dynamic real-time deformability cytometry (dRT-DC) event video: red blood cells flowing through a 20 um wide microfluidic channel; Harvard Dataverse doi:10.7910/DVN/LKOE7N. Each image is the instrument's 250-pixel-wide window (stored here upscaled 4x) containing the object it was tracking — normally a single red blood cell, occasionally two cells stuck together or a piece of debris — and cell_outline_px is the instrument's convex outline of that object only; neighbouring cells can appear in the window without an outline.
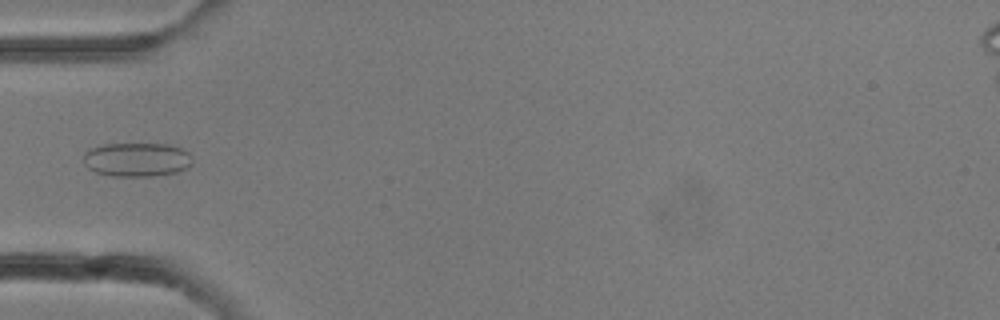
{"species": "common noctule bat (a hibernating species)", "species_latin": "Nyctalus noctula", "temperature_condition": "room temperature", "stored_images_in_passage": 26, "camera_frame_rate_fps": 3000, "um_per_image_px": 0.085, "animal": {"sex": "female"}, "frame": {"image": 1, "passage_image": 6, "time_ms": 1.667, "image_size_px": [1000, 320], "cell_outline_px": [[192, 164], [188, 168], [176, 172], [152, 176], [112, 176], [96, 172], [88, 168], [84, 164], [84, 152], [92, 148], [104, 144], [168, 144], [180, 148], [188, 152], [192, 160]], "centroid_in_image_um": [11.63, 13.57], "position_along_channel_um": 73.4, "area_um2": 21.56}}
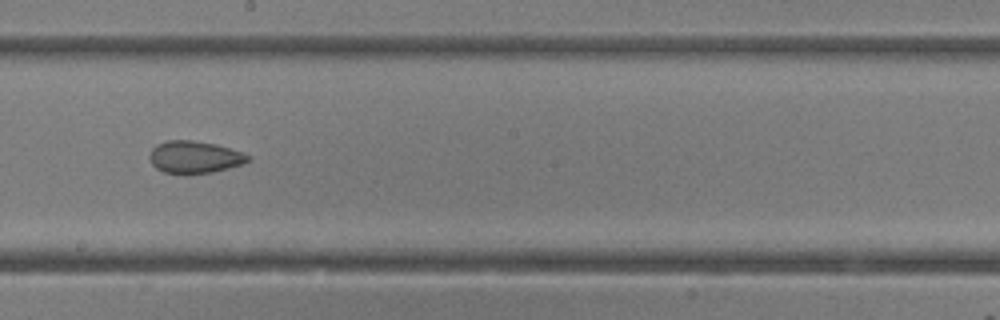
{"frame": {"image": 2, "passage_image": 13, "time_ms": 4.0, "image_size_px": [1000, 320], "cell_outline_px": [[252, 160], [244, 164], [212, 172], [188, 176], [184, 176], [164, 172], [156, 168], [152, 164], [148, 156], [152, 148], [156, 144], [168, 140], [192, 140], [216, 144], [252, 156]], "centroid_in_image_um": [16.52, 13.38], "position_along_channel_um": 231.7, "area_um2": 19.02}}
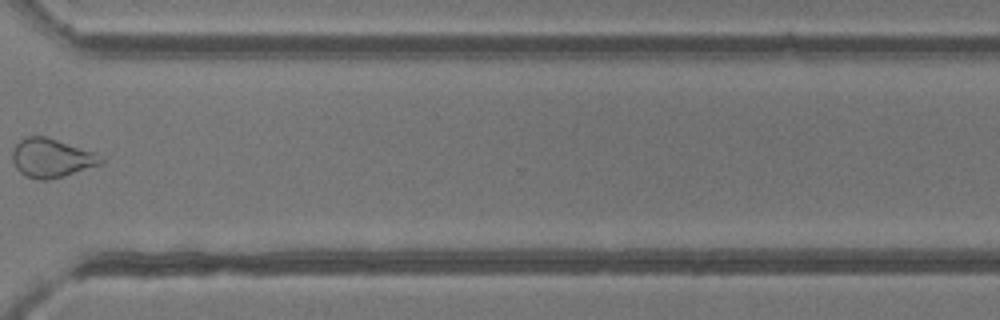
{"frame": {"image": 3, "passage_image": 19, "time_ms": 6.0, "image_size_px": [1000, 320], "cell_outline_px": [[104, 164], [64, 176], [48, 180], [40, 180], [28, 176], [20, 172], [16, 168], [12, 160], [12, 148], [20, 140], [28, 136], [44, 136], [96, 152], [104, 156]], "centroid_in_image_um": [4.42, 13.43], "position_along_channel_um": 366.2, "area_um2": 20.23}}